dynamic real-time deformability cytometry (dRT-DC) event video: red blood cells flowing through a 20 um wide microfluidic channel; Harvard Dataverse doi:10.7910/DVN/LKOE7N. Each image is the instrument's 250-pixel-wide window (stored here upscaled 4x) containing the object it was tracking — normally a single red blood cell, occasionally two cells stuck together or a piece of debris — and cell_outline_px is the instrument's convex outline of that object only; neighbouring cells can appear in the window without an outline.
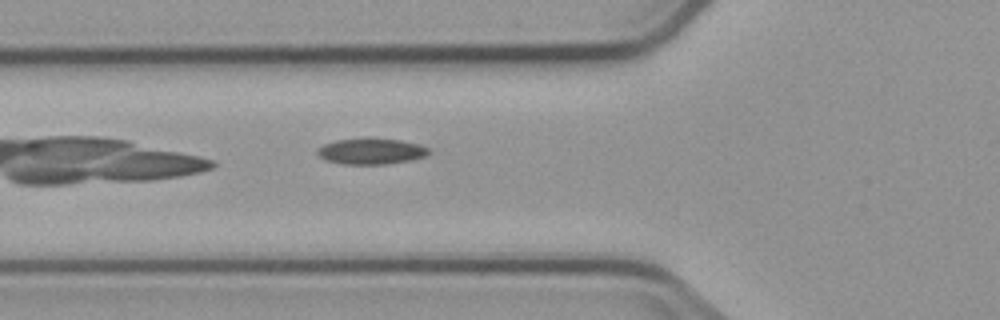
{"species": "common noctule bat (a hibernating species)", "species_latin": "Nyctalus noctula", "temperature_condition": "cold", "stored_images_in_passage": 5, "camera_frame_rate_fps": 3000, "um_per_image_px": 0.085, "animal": {"sex": "male", "body_mass_g": 23.1, "forearm_length_mm": 52.7}, "frame": {"image": 1, "passage_image": 5, "time_ms": 5.667, "image_size_px": [1000, 320], "cell_outline_px": [[428, 152], [424, 156], [408, 160], [388, 164], [340, 164], [324, 160], [316, 152], [324, 144], [336, 140], [368, 136], [400, 140], [416, 144], [428, 148]], "centroid_in_image_um": [31.48, 12.83], "position_along_channel_um": 94.3, "area_um2": 16.99}}